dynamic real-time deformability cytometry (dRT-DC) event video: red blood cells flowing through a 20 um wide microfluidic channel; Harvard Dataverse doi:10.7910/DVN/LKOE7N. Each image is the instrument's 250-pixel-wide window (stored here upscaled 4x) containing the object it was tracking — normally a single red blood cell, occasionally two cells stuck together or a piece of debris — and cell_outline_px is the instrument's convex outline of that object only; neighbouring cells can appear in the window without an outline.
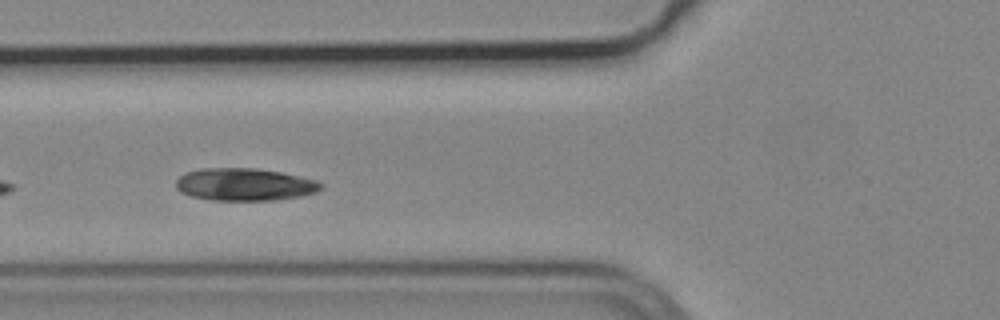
{"species": "common noctule bat (a hibernating species)", "species_latin": "Nyctalus noctula", "temperature_condition": "cold", "stored_images_in_passage": 4, "camera_frame_rate_fps": 3000, "um_per_image_px": 0.085, "animal": {"sex": "male", "body_mass_g": 19.2, "forearm_length_mm": 51.8}, "frame": {"image": 1, "passage_image": 4, "time_ms": 1.0, "image_size_px": [1000, 320], "cell_outline_px": [[324, 188], [316, 192], [300, 196], [276, 200], [212, 200], [192, 196], [180, 192], [176, 188], [176, 180], [184, 172], [200, 168], [252, 168], [280, 172], [316, 180], [324, 184]], "centroid_in_image_um": [20.78, 15.68], "position_along_channel_um": 105.0, "area_um2": 27.51}}